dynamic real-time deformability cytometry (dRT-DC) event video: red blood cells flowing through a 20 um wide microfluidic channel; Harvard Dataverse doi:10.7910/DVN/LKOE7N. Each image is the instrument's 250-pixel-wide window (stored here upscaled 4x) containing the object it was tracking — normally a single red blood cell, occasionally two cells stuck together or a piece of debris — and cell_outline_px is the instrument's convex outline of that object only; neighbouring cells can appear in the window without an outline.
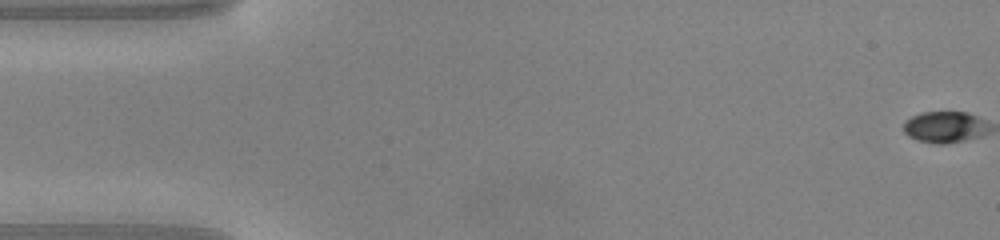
{"species": "common noctule bat (a hibernating species)", "species_latin": "Nyctalus noctula", "temperature_condition": "warm", "stored_images_in_passage": 49, "camera_frame_rate_fps": 3000, "um_per_image_px": 0.085, "animal": {"sex": "male", "body_mass_g": 20.0, "forearm_length_mm": 53.3}, "frame": {"image": 1, "passage_image": 1, "time_ms": 0.0, "image_size_px": [1000, 240], "cell_outline_px": [[972, 124], [964, 136], [956, 140], [920, 140], [912, 136], [904, 128], [904, 124], [908, 120], [916, 116], [928, 112], [964, 112], [972, 116]], "centroid_in_image_um": [79.84, 10.69], "position_along_channel_um": 5.2, "area_um2": 11.56}}
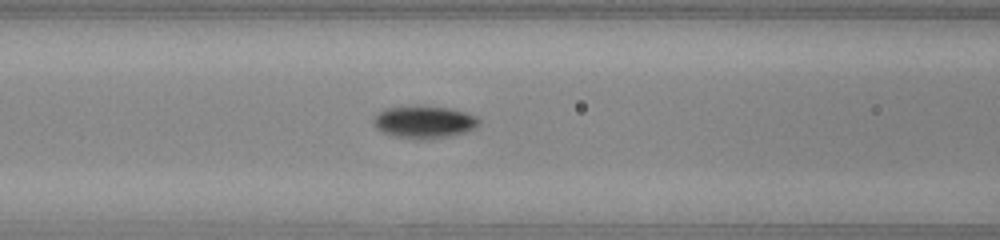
{"frame": {"image": 2, "passage_image": 20, "time_ms": 6.333, "image_size_px": [1000, 240], "cell_outline_px": [[476, 124], [468, 128], [452, 132], [420, 136], [388, 132], [380, 128], [376, 124], [376, 116], [384, 112], [396, 108], [440, 108], [460, 112], [476, 120]], "centroid_in_image_um": [35.98, 10.3], "position_along_channel_um": 130.6, "area_um2": 15.66}}
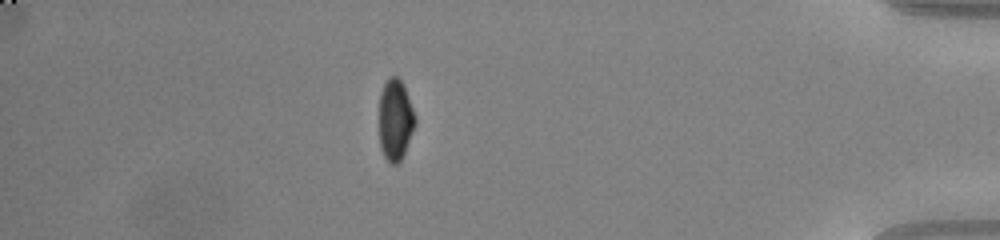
{"frame": {"image": 3, "passage_image": 43, "time_ms": 14.0, "image_size_px": [1000, 240], "cell_outline_px": [[416, 120], [404, 152], [400, 160], [392, 164], [388, 160], [380, 144], [380, 96], [384, 84], [392, 76], [396, 76], [400, 80], [404, 88]], "centroid_in_image_um": [33.59, 10.17], "position_along_channel_um": 401.6, "area_um2": 16.01}, "authors_computed_cell_mechanics": {"area_um2": 14.8546, "velocity_mm_per_s": 4.1762, "shape_relaxation_time_tau1_ms": 8.5232, "shape_relaxation_time_tau2_ms": 4.4625, "deformation_change_tau1": 0.3035, "deformation_change_tau2": 0.0518}}